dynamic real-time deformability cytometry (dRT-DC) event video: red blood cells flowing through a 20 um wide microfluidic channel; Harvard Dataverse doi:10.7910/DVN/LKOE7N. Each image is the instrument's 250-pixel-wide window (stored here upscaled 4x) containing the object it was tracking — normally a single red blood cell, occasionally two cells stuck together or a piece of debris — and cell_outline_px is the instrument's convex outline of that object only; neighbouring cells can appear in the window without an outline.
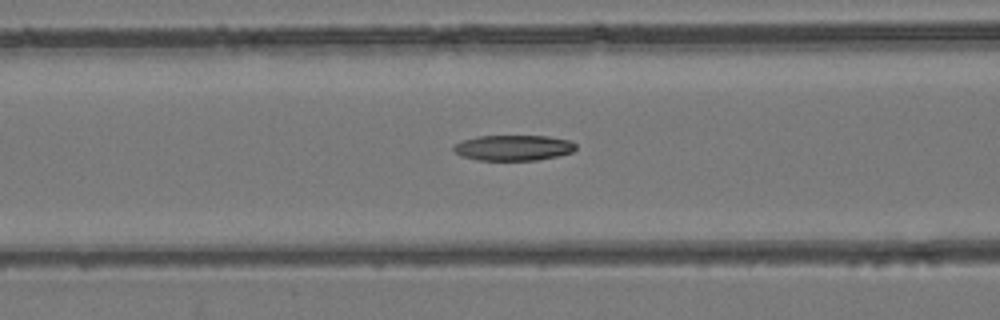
{"species": "common noctule bat (a hibernating species)", "species_latin": "Nyctalus noctula", "temperature_condition": "room temperature", "stored_images_in_passage": 38, "camera_frame_rate_fps": 3000, "um_per_image_px": 0.085, "animal": {"sex": "female", "body_mass_g": 24.6, "forearm_length_mm": 56.2}, "frame": {"image": 1, "passage_image": 10, "time_ms": 3.0, "image_size_px": [1000, 320], "cell_outline_px": [[576, 148], [572, 152], [556, 156], [536, 160], [476, 160], [460, 156], [452, 148], [456, 144], [464, 140], [476, 136], [548, 136], [568, 140], [576, 144]], "centroid_in_image_um": [43.62, 12.56], "position_along_channel_um": 123.0, "area_um2": 18.09}}
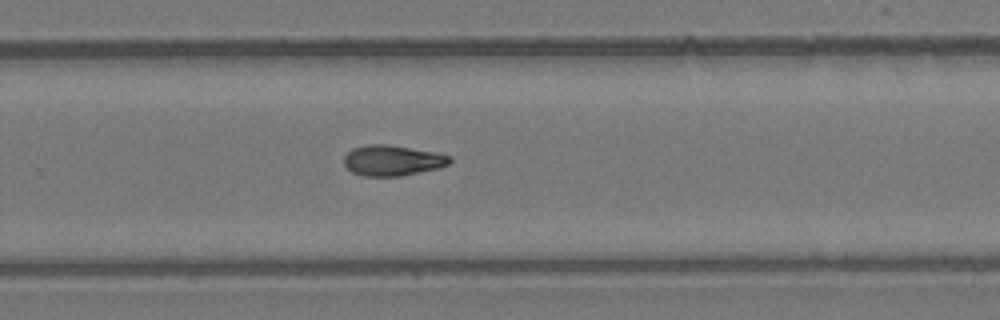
{"frame": {"image": 2, "passage_image": 22, "time_ms": 7.0, "image_size_px": [1000, 320], "cell_outline_px": [[452, 160], [448, 164], [440, 168], [400, 176], [364, 176], [352, 172], [344, 164], [344, 156], [352, 148], [368, 144], [384, 144], [432, 152], [452, 156]], "centroid_in_image_um": [33.34, 13.64], "position_along_channel_um": 296.5, "area_um2": 18.67}}
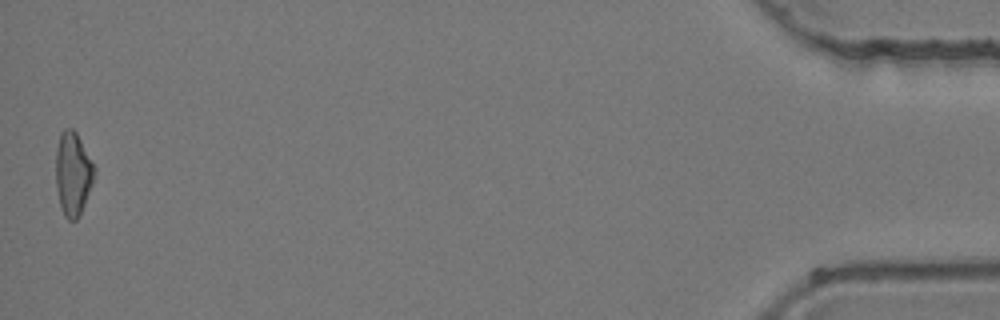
{"frame": {"image": 3, "passage_image": 38, "time_ms": 12.333, "image_size_px": [1000, 320], "cell_outline_px": [[96, 172], [92, 184], [84, 204], [76, 220], [68, 220], [64, 216], [60, 208], [56, 184], [56, 148], [60, 132], [64, 128], [72, 128], [76, 132], [96, 168]], "centroid_in_image_um": [6.19, 14.74], "position_along_channel_um": 429.0, "area_um2": 18.79}}